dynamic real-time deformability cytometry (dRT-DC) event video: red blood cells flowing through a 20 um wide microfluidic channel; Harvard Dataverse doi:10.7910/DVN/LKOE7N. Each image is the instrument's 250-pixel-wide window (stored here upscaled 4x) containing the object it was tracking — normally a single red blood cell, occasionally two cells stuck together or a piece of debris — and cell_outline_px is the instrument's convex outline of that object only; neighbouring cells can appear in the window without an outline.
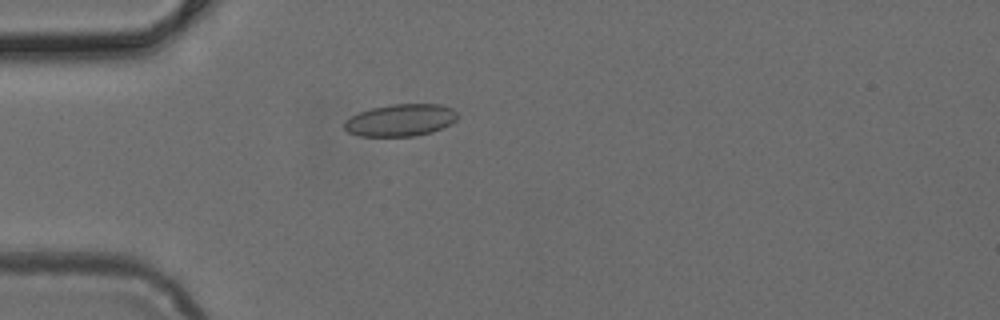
{"species": "common noctule bat (a hibernating species)", "species_latin": "Nyctalus noctula", "temperature_condition": "cold", "stored_images_in_passage": 4, "camera_frame_rate_fps": 3000, "um_per_image_px": 0.085, "animal": {"sex": "female", "body_mass_g": 24.6, "forearm_length_mm": 56.2}, "frame": {"image": 1, "passage_image": 4, "time_ms": 1.0, "image_size_px": [1000, 320], "cell_outline_px": [[456, 120], [452, 124], [432, 132], [416, 136], [360, 136], [348, 132], [344, 128], [344, 120], [360, 112], [372, 108], [392, 104], [440, 104], [452, 108], [456, 112]], "centroid_in_image_um": [34.05, 10.22], "position_along_channel_um": 50.9, "area_um2": 21.21}}